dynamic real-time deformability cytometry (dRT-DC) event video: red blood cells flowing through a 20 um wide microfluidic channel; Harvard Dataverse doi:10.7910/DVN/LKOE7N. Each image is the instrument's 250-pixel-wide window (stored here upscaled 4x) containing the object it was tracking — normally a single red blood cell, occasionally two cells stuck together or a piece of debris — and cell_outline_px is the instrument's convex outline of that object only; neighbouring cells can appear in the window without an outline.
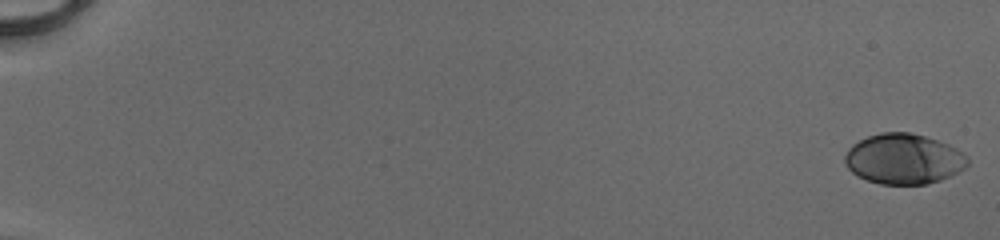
{"species": "human", "species_latin": "Homo sapiens", "temperature_condition": "cold", "stored_images_in_passage": 53, "camera_frame_rate_fps": 3000, "um_per_image_px": 0.085, "donor": {"sex": "male"}, "frame": {"image": 1, "passage_image": 1, "time_ms": 0.0, "image_size_px": [1000, 240], "cell_outline_px": [[968, 164], [964, 168], [940, 180], [928, 184], [880, 184], [856, 176], [848, 168], [844, 160], [844, 156], [848, 148], [852, 144], [868, 136], [884, 132], [908, 132], [924, 136], [948, 144], [964, 152], [968, 160]], "centroid_in_image_um": [76.79, 13.51], "position_along_channel_um": 8.2, "area_um2": 35.89}}
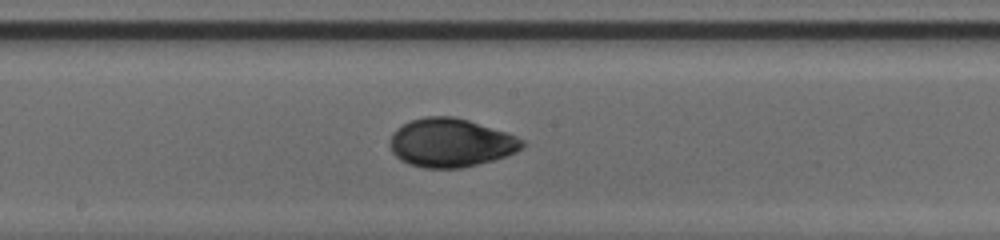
{"frame": {"image": 2, "passage_image": 31, "time_ms": 10.0, "image_size_px": [1000, 240], "cell_outline_px": [[528, 144], [516, 152], [492, 160], [460, 168], [424, 168], [408, 164], [400, 160], [392, 152], [392, 132], [396, 128], [412, 120], [424, 116], [452, 116], [468, 120], [516, 136], [524, 140]], "centroid_in_image_um": [38.32, 12.13], "position_along_channel_um": 209.9, "area_um2": 37.17}}
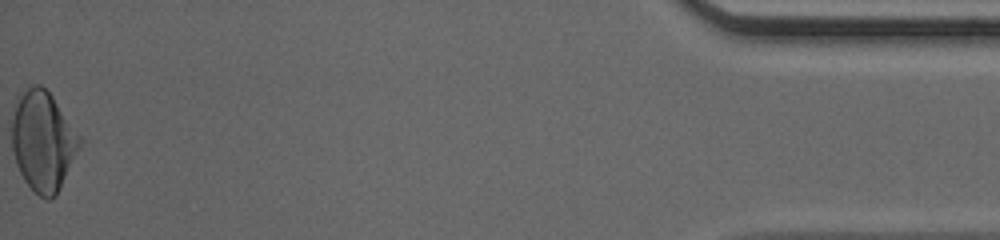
{"frame": {"image": 3, "passage_image": 53, "time_ms": 17.333, "image_size_px": [1000, 240], "cell_outline_px": [[84, 140], [56, 196], [52, 200], [48, 200], [40, 196], [24, 180], [16, 164], [12, 148], [12, 116], [16, 96], [32, 84], [40, 84], [52, 96]], "centroid_in_image_um": [3.65, 11.98], "position_along_channel_um": 431.5, "area_um2": 39.71}, "authors_computed_cell_mechanics": {"area_um2": 36.125, "velocity_mm_per_s": 4.1308, "shape_relaxation_time_tau1_ms": 3.2939, "shape_relaxation_time_tau2_ms": 0.7781, "deformation_change_tau1": 0.1381, "deformation_change_tau2": 0.0409}}